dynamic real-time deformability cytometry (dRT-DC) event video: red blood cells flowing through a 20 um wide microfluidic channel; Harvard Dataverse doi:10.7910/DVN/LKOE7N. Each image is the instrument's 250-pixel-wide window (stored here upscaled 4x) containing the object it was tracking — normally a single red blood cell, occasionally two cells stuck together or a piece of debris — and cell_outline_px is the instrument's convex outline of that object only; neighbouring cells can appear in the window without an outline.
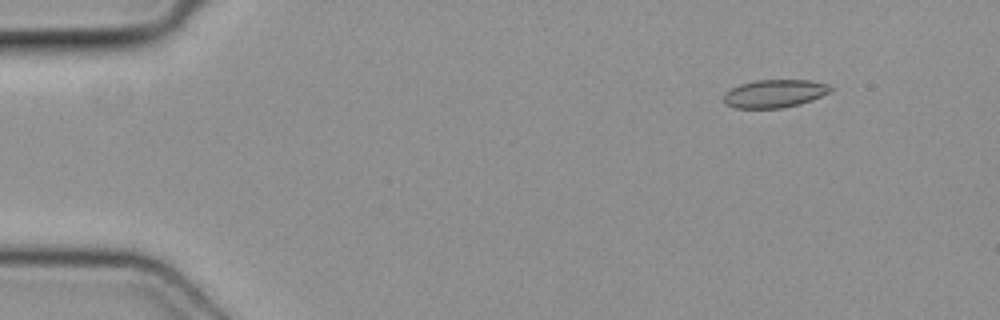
{"species": "common noctule bat (a hibernating species)", "species_latin": "Nyctalus noctula", "temperature_condition": "cold", "stored_images_in_passage": 4, "camera_frame_rate_fps": 3000, "um_per_image_px": 0.085, "animal": {"sex": "female", "body_mass_g": 19.3, "forearm_length_mm": 54.1}, "frame": {"image": 1, "passage_image": 2, "time_ms": 0.333, "image_size_px": [1000, 320], "cell_outline_px": [[832, 92], [812, 100], [800, 104], [780, 108], [736, 108], [724, 104], [724, 96], [732, 88], [740, 84], [756, 80], [808, 80], [828, 84], [832, 88]], "centroid_in_image_um": [65.87, 7.95], "position_along_channel_um": 19.1, "area_um2": 17.4}}